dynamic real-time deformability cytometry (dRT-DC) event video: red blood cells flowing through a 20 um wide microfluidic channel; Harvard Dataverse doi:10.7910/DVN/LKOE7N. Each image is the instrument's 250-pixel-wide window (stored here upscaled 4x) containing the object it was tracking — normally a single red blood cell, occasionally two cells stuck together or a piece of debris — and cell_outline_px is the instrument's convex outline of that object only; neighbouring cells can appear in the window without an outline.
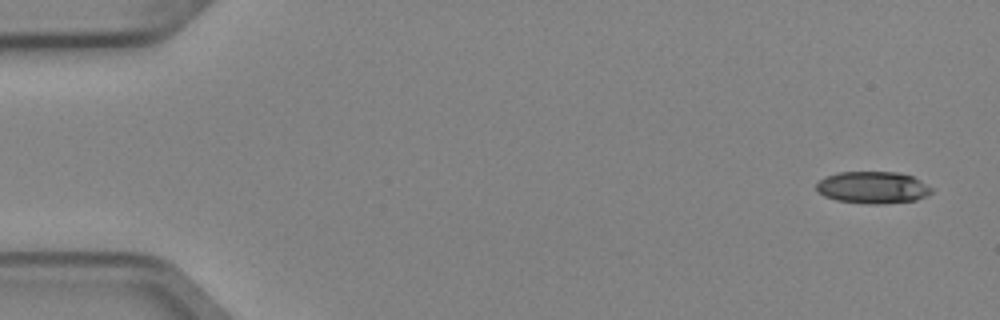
{"species": "Egyptian fruit bat (a non-hibernating species)", "species_latin": "Rousettus aegyptiacus", "temperature_condition": "cold", "stored_images_in_passage": 7, "camera_frame_rate_fps": 3000, "um_per_image_px": 0.085, "animal": {"sex": "female"}, "frame": {"image": 1, "passage_image": 1, "time_ms": 0.0, "image_size_px": [1000, 320], "cell_outline_px": [[932, 192], [916, 200], [880, 204], [868, 204], [836, 200], [824, 196], [816, 188], [816, 184], [820, 180], [836, 172], [896, 172], [912, 176], [920, 180], [932, 188]], "centroid_in_image_um": [74.18, 15.93], "position_along_channel_um": 10.8, "area_um2": 21.33}}
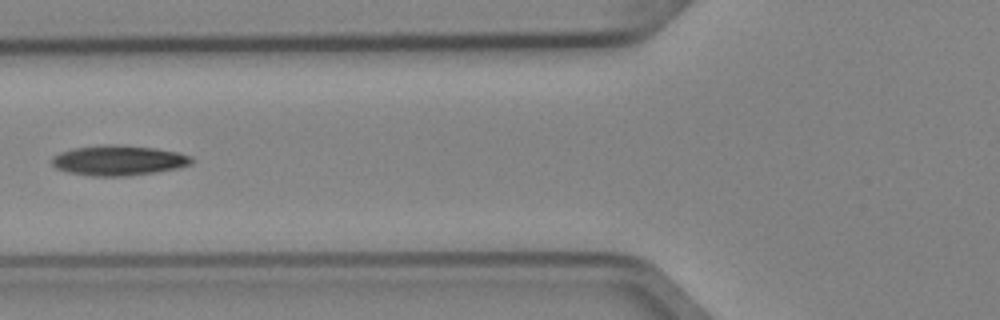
{"frame": {"image": 2, "passage_image": 6, "time_ms": 1.667, "image_size_px": [1000, 320], "cell_outline_px": [[192, 164], [176, 168], [152, 172], [124, 176], [92, 176], [68, 172], [56, 168], [52, 164], [52, 156], [60, 152], [72, 148], [104, 144], [112, 144], [152, 148], [176, 152], [192, 156]], "centroid_in_image_um": [10.02, 13.63], "position_along_channel_um": 115.8, "area_um2": 24.28}}
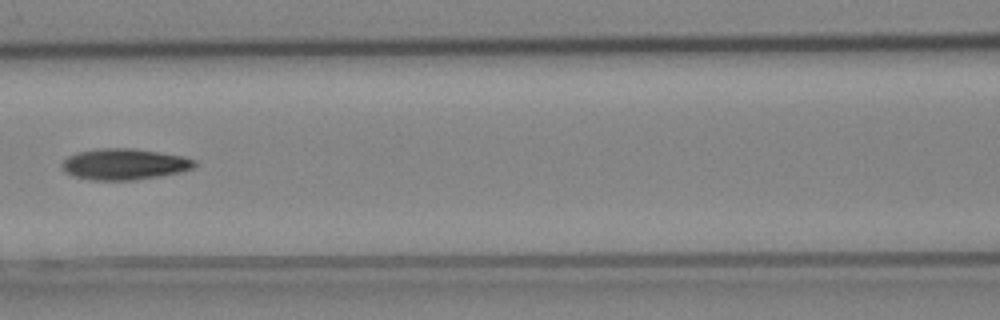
{"frame": {"image": 3, "passage_image": 7, "time_ms": 2.0, "image_size_px": [1000, 320], "cell_outline_px": [[196, 164], [192, 168], [180, 172], [160, 176], [136, 180], [88, 180], [72, 176], [64, 172], [60, 164], [68, 156], [76, 152], [96, 148], [132, 148], [184, 156], [196, 160]], "centroid_in_image_um": [10.52, 13.96], "position_along_channel_um": 156.1, "area_um2": 24.33}}